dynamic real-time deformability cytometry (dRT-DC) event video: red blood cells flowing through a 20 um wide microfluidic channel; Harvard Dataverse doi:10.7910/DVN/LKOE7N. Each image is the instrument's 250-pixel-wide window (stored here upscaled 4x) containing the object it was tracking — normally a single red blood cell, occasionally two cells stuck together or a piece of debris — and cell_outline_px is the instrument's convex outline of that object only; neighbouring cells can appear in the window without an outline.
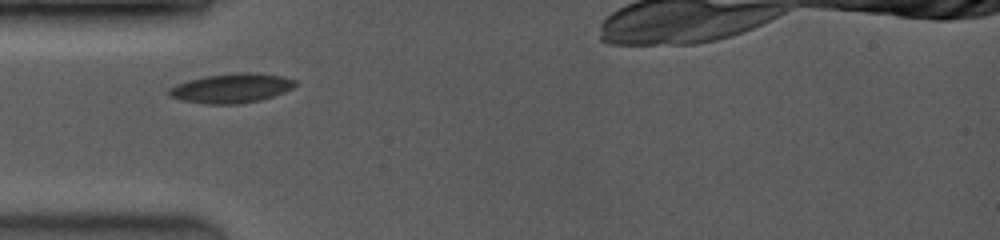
{"species": "common noctule bat (a hibernating species)", "species_latin": "Nyctalus noctula", "temperature_condition": "room temperature", "stored_images_in_passage": 10, "camera_frame_rate_fps": 3500, "um_per_image_px": 0.085, "animal": {"sex": "female", "body_mass_g": 19.0, "forearm_length_mm": 53.3}, "frame": {"image": 1, "passage_image": 4, "time_ms": 1.714, "image_size_px": [1000, 240], "cell_outline_px": [[296, 84], [292, 88], [284, 92], [260, 100], [240, 104], [204, 104], [184, 100], [168, 96], [168, 88], [176, 84], [208, 76], [236, 72], [252, 72], [284, 76], [296, 80]], "centroid_in_image_um": [19.69, 7.49], "position_along_channel_um": 65.3, "area_um2": 21.56}}